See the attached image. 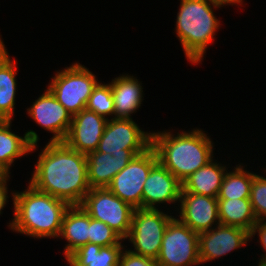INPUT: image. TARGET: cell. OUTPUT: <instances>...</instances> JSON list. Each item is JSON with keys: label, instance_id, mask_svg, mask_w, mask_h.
Instances as JSON below:
<instances>
[{"label": "cell", "instance_id": "cell-4", "mask_svg": "<svg viewBox=\"0 0 266 266\" xmlns=\"http://www.w3.org/2000/svg\"><path fill=\"white\" fill-rule=\"evenodd\" d=\"M222 5L224 6L215 0L180 1L175 31L187 59L192 64H199L204 59L209 43L214 41L220 22L213 9Z\"/></svg>", "mask_w": 266, "mask_h": 266}, {"label": "cell", "instance_id": "cell-33", "mask_svg": "<svg viewBox=\"0 0 266 266\" xmlns=\"http://www.w3.org/2000/svg\"><path fill=\"white\" fill-rule=\"evenodd\" d=\"M259 261L260 262H259L258 266H266V258H261Z\"/></svg>", "mask_w": 266, "mask_h": 266}, {"label": "cell", "instance_id": "cell-24", "mask_svg": "<svg viewBox=\"0 0 266 266\" xmlns=\"http://www.w3.org/2000/svg\"><path fill=\"white\" fill-rule=\"evenodd\" d=\"M256 174L244 171L243 166L236 165L233 171H226L218 199L250 198L251 185Z\"/></svg>", "mask_w": 266, "mask_h": 266}, {"label": "cell", "instance_id": "cell-19", "mask_svg": "<svg viewBox=\"0 0 266 266\" xmlns=\"http://www.w3.org/2000/svg\"><path fill=\"white\" fill-rule=\"evenodd\" d=\"M90 216L81 205L70 206L64 214L59 237L68 241L65 258L89 243Z\"/></svg>", "mask_w": 266, "mask_h": 266}, {"label": "cell", "instance_id": "cell-32", "mask_svg": "<svg viewBox=\"0 0 266 266\" xmlns=\"http://www.w3.org/2000/svg\"><path fill=\"white\" fill-rule=\"evenodd\" d=\"M10 177L9 174L0 166V181Z\"/></svg>", "mask_w": 266, "mask_h": 266}, {"label": "cell", "instance_id": "cell-30", "mask_svg": "<svg viewBox=\"0 0 266 266\" xmlns=\"http://www.w3.org/2000/svg\"><path fill=\"white\" fill-rule=\"evenodd\" d=\"M7 177L5 180L0 181V214L1 211L3 210V208L5 207V204H7V198L8 197V188H7V181H8Z\"/></svg>", "mask_w": 266, "mask_h": 266}, {"label": "cell", "instance_id": "cell-25", "mask_svg": "<svg viewBox=\"0 0 266 266\" xmlns=\"http://www.w3.org/2000/svg\"><path fill=\"white\" fill-rule=\"evenodd\" d=\"M86 109L93 111L108 119L114 115V99L112 97L111 85L97 83L89 97Z\"/></svg>", "mask_w": 266, "mask_h": 266}, {"label": "cell", "instance_id": "cell-26", "mask_svg": "<svg viewBox=\"0 0 266 266\" xmlns=\"http://www.w3.org/2000/svg\"><path fill=\"white\" fill-rule=\"evenodd\" d=\"M123 239L102 221L90 217L89 242L101 247L122 245Z\"/></svg>", "mask_w": 266, "mask_h": 266}, {"label": "cell", "instance_id": "cell-15", "mask_svg": "<svg viewBox=\"0 0 266 266\" xmlns=\"http://www.w3.org/2000/svg\"><path fill=\"white\" fill-rule=\"evenodd\" d=\"M181 190L182 183L158 161L144 183L142 208L156 209L158 203H179Z\"/></svg>", "mask_w": 266, "mask_h": 266}, {"label": "cell", "instance_id": "cell-3", "mask_svg": "<svg viewBox=\"0 0 266 266\" xmlns=\"http://www.w3.org/2000/svg\"><path fill=\"white\" fill-rule=\"evenodd\" d=\"M151 133L158 161L181 183L213 160V143L201 129L182 131L177 135L171 131Z\"/></svg>", "mask_w": 266, "mask_h": 266}, {"label": "cell", "instance_id": "cell-17", "mask_svg": "<svg viewBox=\"0 0 266 266\" xmlns=\"http://www.w3.org/2000/svg\"><path fill=\"white\" fill-rule=\"evenodd\" d=\"M11 120H0V166L10 174L17 158L36 150L38 134L28 130L24 137L11 132Z\"/></svg>", "mask_w": 266, "mask_h": 266}, {"label": "cell", "instance_id": "cell-12", "mask_svg": "<svg viewBox=\"0 0 266 266\" xmlns=\"http://www.w3.org/2000/svg\"><path fill=\"white\" fill-rule=\"evenodd\" d=\"M27 110L28 116L38 125L53 133L50 142H63L71 125L72 115L48 88Z\"/></svg>", "mask_w": 266, "mask_h": 266}, {"label": "cell", "instance_id": "cell-28", "mask_svg": "<svg viewBox=\"0 0 266 266\" xmlns=\"http://www.w3.org/2000/svg\"><path fill=\"white\" fill-rule=\"evenodd\" d=\"M118 266H157L156 260L135 254L126 249L122 250Z\"/></svg>", "mask_w": 266, "mask_h": 266}, {"label": "cell", "instance_id": "cell-11", "mask_svg": "<svg viewBox=\"0 0 266 266\" xmlns=\"http://www.w3.org/2000/svg\"><path fill=\"white\" fill-rule=\"evenodd\" d=\"M215 228V229H214ZM250 240L249 231L230 225L219 224L199 234V259L201 264L221 258Z\"/></svg>", "mask_w": 266, "mask_h": 266}, {"label": "cell", "instance_id": "cell-8", "mask_svg": "<svg viewBox=\"0 0 266 266\" xmlns=\"http://www.w3.org/2000/svg\"><path fill=\"white\" fill-rule=\"evenodd\" d=\"M199 233L173 218L164 233L157 266H191L200 264Z\"/></svg>", "mask_w": 266, "mask_h": 266}, {"label": "cell", "instance_id": "cell-16", "mask_svg": "<svg viewBox=\"0 0 266 266\" xmlns=\"http://www.w3.org/2000/svg\"><path fill=\"white\" fill-rule=\"evenodd\" d=\"M142 153L110 155L93 151L86 155L88 182L91 189L107 188L113 177L136 156Z\"/></svg>", "mask_w": 266, "mask_h": 266}, {"label": "cell", "instance_id": "cell-23", "mask_svg": "<svg viewBox=\"0 0 266 266\" xmlns=\"http://www.w3.org/2000/svg\"><path fill=\"white\" fill-rule=\"evenodd\" d=\"M218 216L220 224L240 227L249 232L257 223L249 198L218 199Z\"/></svg>", "mask_w": 266, "mask_h": 266}, {"label": "cell", "instance_id": "cell-9", "mask_svg": "<svg viewBox=\"0 0 266 266\" xmlns=\"http://www.w3.org/2000/svg\"><path fill=\"white\" fill-rule=\"evenodd\" d=\"M157 162V153L151 146L142 154L136 155L116 174L107 188L134 209L142 208L144 183Z\"/></svg>", "mask_w": 266, "mask_h": 266}, {"label": "cell", "instance_id": "cell-21", "mask_svg": "<svg viewBox=\"0 0 266 266\" xmlns=\"http://www.w3.org/2000/svg\"><path fill=\"white\" fill-rule=\"evenodd\" d=\"M0 38V120H12L16 95V61L11 60Z\"/></svg>", "mask_w": 266, "mask_h": 266}, {"label": "cell", "instance_id": "cell-7", "mask_svg": "<svg viewBox=\"0 0 266 266\" xmlns=\"http://www.w3.org/2000/svg\"><path fill=\"white\" fill-rule=\"evenodd\" d=\"M81 206L91 218L105 223L123 240L128 236L135 209L108 188L90 189Z\"/></svg>", "mask_w": 266, "mask_h": 266}, {"label": "cell", "instance_id": "cell-6", "mask_svg": "<svg viewBox=\"0 0 266 266\" xmlns=\"http://www.w3.org/2000/svg\"><path fill=\"white\" fill-rule=\"evenodd\" d=\"M174 218L165 212L152 208L135 209L131 229L125 239H129L135 254L156 260L159 256L162 239L169 222Z\"/></svg>", "mask_w": 266, "mask_h": 266}, {"label": "cell", "instance_id": "cell-20", "mask_svg": "<svg viewBox=\"0 0 266 266\" xmlns=\"http://www.w3.org/2000/svg\"><path fill=\"white\" fill-rule=\"evenodd\" d=\"M226 166L214 160L199 168L182 182L181 192L196 193L218 198L220 188L226 174Z\"/></svg>", "mask_w": 266, "mask_h": 266}, {"label": "cell", "instance_id": "cell-5", "mask_svg": "<svg viewBox=\"0 0 266 266\" xmlns=\"http://www.w3.org/2000/svg\"><path fill=\"white\" fill-rule=\"evenodd\" d=\"M98 79L85 66L74 63L52 77L48 89L66 110L74 116L86 109Z\"/></svg>", "mask_w": 266, "mask_h": 266}, {"label": "cell", "instance_id": "cell-29", "mask_svg": "<svg viewBox=\"0 0 266 266\" xmlns=\"http://www.w3.org/2000/svg\"><path fill=\"white\" fill-rule=\"evenodd\" d=\"M249 233L250 238L254 237L256 233L258 234L261 247L266 252V220L257 221ZM261 256L262 258H266V253Z\"/></svg>", "mask_w": 266, "mask_h": 266}, {"label": "cell", "instance_id": "cell-2", "mask_svg": "<svg viewBox=\"0 0 266 266\" xmlns=\"http://www.w3.org/2000/svg\"><path fill=\"white\" fill-rule=\"evenodd\" d=\"M14 219L11 230L34 238H57L65 212L70 205L31 184L22 192H12Z\"/></svg>", "mask_w": 266, "mask_h": 266}, {"label": "cell", "instance_id": "cell-18", "mask_svg": "<svg viewBox=\"0 0 266 266\" xmlns=\"http://www.w3.org/2000/svg\"><path fill=\"white\" fill-rule=\"evenodd\" d=\"M114 99V118L131 119V114L137 112L143 101L141 82L128 74L114 78L111 82Z\"/></svg>", "mask_w": 266, "mask_h": 266}, {"label": "cell", "instance_id": "cell-10", "mask_svg": "<svg viewBox=\"0 0 266 266\" xmlns=\"http://www.w3.org/2000/svg\"><path fill=\"white\" fill-rule=\"evenodd\" d=\"M152 146V133L144 132L133 119L107 120L97 152L110 155L143 153Z\"/></svg>", "mask_w": 266, "mask_h": 266}, {"label": "cell", "instance_id": "cell-27", "mask_svg": "<svg viewBox=\"0 0 266 266\" xmlns=\"http://www.w3.org/2000/svg\"><path fill=\"white\" fill-rule=\"evenodd\" d=\"M250 202L257 221L266 220V178L255 175L251 185Z\"/></svg>", "mask_w": 266, "mask_h": 266}, {"label": "cell", "instance_id": "cell-14", "mask_svg": "<svg viewBox=\"0 0 266 266\" xmlns=\"http://www.w3.org/2000/svg\"><path fill=\"white\" fill-rule=\"evenodd\" d=\"M179 220L194 232L202 233L220 224L218 198L181 192ZM215 223V224H214Z\"/></svg>", "mask_w": 266, "mask_h": 266}, {"label": "cell", "instance_id": "cell-13", "mask_svg": "<svg viewBox=\"0 0 266 266\" xmlns=\"http://www.w3.org/2000/svg\"><path fill=\"white\" fill-rule=\"evenodd\" d=\"M107 120L93 111L84 109L72 116L71 125L63 142L85 155L96 151Z\"/></svg>", "mask_w": 266, "mask_h": 266}, {"label": "cell", "instance_id": "cell-22", "mask_svg": "<svg viewBox=\"0 0 266 266\" xmlns=\"http://www.w3.org/2000/svg\"><path fill=\"white\" fill-rule=\"evenodd\" d=\"M123 245L101 247L87 243L73 252L66 260L70 266H118Z\"/></svg>", "mask_w": 266, "mask_h": 266}, {"label": "cell", "instance_id": "cell-31", "mask_svg": "<svg viewBox=\"0 0 266 266\" xmlns=\"http://www.w3.org/2000/svg\"><path fill=\"white\" fill-rule=\"evenodd\" d=\"M215 1H217V2H220V3H222V4H224V5H233V4H240V5H243L242 4V0H215Z\"/></svg>", "mask_w": 266, "mask_h": 266}, {"label": "cell", "instance_id": "cell-1", "mask_svg": "<svg viewBox=\"0 0 266 266\" xmlns=\"http://www.w3.org/2000/svg\"><path fill=\"white\" fill-rule=\"evenodd\" d=\"M29 184L36 190L81 205L90 191L87 157L64 142H48L41 151Z\"/></svg>", "mask_w": 266, "mask_h": 266}]
</instances>
